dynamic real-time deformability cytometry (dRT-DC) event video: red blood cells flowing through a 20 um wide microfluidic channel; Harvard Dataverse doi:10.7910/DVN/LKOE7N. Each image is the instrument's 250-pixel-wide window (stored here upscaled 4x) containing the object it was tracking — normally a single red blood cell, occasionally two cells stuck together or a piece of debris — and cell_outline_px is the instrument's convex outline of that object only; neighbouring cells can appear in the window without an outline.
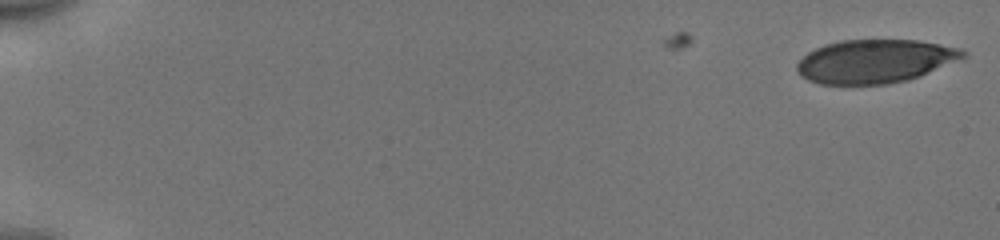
{"species": "human", "species_latin": "Homo sapiens", "temperature_condition": "cold", "stored_images_in_passage": 7, "camera_frame_rate_fps": 3000, "um_per_image_px": 0.085, "donor": {"sex": "male"}, "frame": {"image": 1, "passage_image": 1, "time_ms": 0.0, "image_size_px": [1000, 240], "cell_outline_px": [[968, 56], [920, 76], [908, 80], [888, 84], [820, 84], [808, 80], [800, 76], [796, 68], [796, 64], [808, 52], [824, 44], [840, 40], [916, 40], [960, 48], [968, 52]], "centroid_in_image_um": [74.37, 5.21], "position_along_channel_um": 10.6, "area_um2": 42.19}}